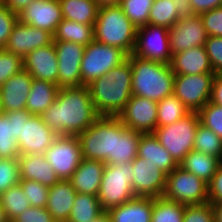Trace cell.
I'll list each match as a JSON object with an SVG mask.
<instances>
[{
	"label": "cell",
	"instance_id": "1",
	"mask_svg": "<svg viewBox=\"0 0 222 222\" xmlns=\"http://www.w3.org/2000/svg\"><path fill=\"white\" fill-rule=\"evenodd\" d=\"M57 135H75L90 127L100 116L96 113L88 86L59 88L55 101L41 115Z\"/></svg>",
	"mask_w": 222,
	"mask_h": 222
},
{
	"label": "cell",
	"instance_id": "2",
	"mask_svg": "<svg viewBox=\"0 0 222 222\" xmlns=\"http://www.w3.org/2000/svg\"><path fill=\"white\" fill-rule=\"evenodd\" d=\"M131 79L132 69L127 58L88 85L93 106L99 116H118L131 99Z\"/></svg>",
	"mask_w": 222,
	"mask_h": 222
},
{
	"label": "cell",
	"instance_id": "3",
	"mask_svg": "<svg viewBox=\"0 0 222 222\" xmlns=\"http://www.w3.org/2000/svg\"><path fill=\"white\" fill-rule=\"evenodd\" d=\"M132 69V95L159 102L173 94L175 73L170 64L129 55Z\"/></svg>",
	"mask_w": 222,
	"mask_h": 222
},
{
	"label": "cell",
	"instance_id": "4",
	"mask_svg": "<svg viewBox=\"0 0 222 222\" xmlns=\"http://www.w3.org/2000/svg\"><path fill=\"white\" fill-rule=\"evenodd\" d=\"M137 28L119 5L100 7L94 24V40L133 53Z\"/></svg>",
	"mask_w": 222,
	"mask_h": 222
},
{
	"label": "cell",
	"instance_id": "5",
	"mask_svg": "<svg viewBox=\"0 0 222 222\" xmlns=\"http://www.w3.org/2000/svg\"><path fill=\"white\" fill-rule=\"evenodd\" d=\"M82 158L112 164L116 146V117L100 116L78 135Z\"/></svg>",
	"mask_w": 222,
	"mask_h": 222
},
{
	"label": "cell",
	"instance_id": "6",
	"mask_svg": "<svg viewBox=\"0 0 222 222\" xmlns=\"http://www.w3.org/2000/svg\"><path fill=\"white\" fill-rule=\"evenodd\" d=\"M131 163L106 164L97 198L104 212L136 197L131 180Z\"/></svg>",
	"mask_w": 222,
	"mask_h": 222
},
{
	"label": "cell",
	"instance_id": "7",
	"mask_svg": "<svg viewBox=\"0 0 222 222\" xmlns=\"http://www.w3.org/2000/svg\"><path fill=\"white\" fill-rule=\"evenodd\" d=\"M200 123L198 112H190L175 123L157 127L153 132L159 143L179 164L185 155L193 150L197 126Z\"/></svg>",
	"mask_w": 222,
	"mask_h": 222
},
{
	"label": "cell",
	"instance_id": "8",
	"mask_svg": "<svg viewBox=\"0 0 222 222\" xmlns=\"http://www.w3.org/2000/svg\"><path fill=\"white\" fill-rule=\"evenodd\" d=\"M126 59L127 55L121 49L93 40L85 46L81 61L82 86H88Z\"/></svg>",
	"mask_w": 222,
	"mask_h": 222
},
{
	"label": "cell",
	"instance_id": "9",
	"mask_svg": "<svg viewBox=\"0 0 222 222\" xmlns=\"http://www.w3.org/2000/svg\"><path fill=\"white\" fill-rule=\"evenodd\" d=\"M162 196L184 205L203 204L208 202V183L178 166L166 175Z\"/></svg>",
	"mask_w": 222,
	"mask_h": 222
},
{
	"label": "cell",
	"instance_id": "10",
	"mask_svg": "<svg viewBox=\"0 0 222 222\" xmlns=\"http://www.w3.org/2000/svg\"><path fill=\"white\" fill-rule=\"evenodd\" d=\"M215 73L175 74L173 94L191 112H199L211 99Z\"/></svg>",
	"mask_w": 222,
	"mask_h": 222
},
{
	"label": "cell",
	"instance_id": "11",
	"mask_svg": "<svg viewBox=\"0 0 222 222\" xmlns=\"http://www.w3.org/2000/svg\"><path fill=\"white\" fill-rule=\"evenodd\" d=\"M44 156L60 180H69L82 160L78 136L58 135Z\"/></svg>",
	"mask_w": 222,
	"mask_h": 222
},
{
	"label": "cell",
	"instance_id": "12",
	"mask_svg": "<svg viewBox=\"0 0 222 222\" xmlns=\"http://www.w3.org/2000/svg\"><path fill=\"white\" fill-rule=\"evenodd\" d=\"M132 54L143 59L170 64L172 54L168 29L149 23L138 28Z\"/></svg>",
	"mask_w": 222,
	"mask_h": 222
},
{
	"label": "cell",
	"instance_id": "13",
	"mask_svg": "<svg viewBox=\"0 0 222 222\" xmlns=\"http://www.w3.org/2000/svg\"><path fill=\"white\" fill-rule=\"evenodd\" d=\"M58 135L42 120L41 116L32 115L22 109V129L16 140L20 154H44Z\"/></svg>",
	"mask_w": 222,
	"mask_h": 222
},
{
	"label": "cell",
	"instance_id": "14",
	"mask_svg": "<svg viewBox=\"0 0 222 222\" xmlns=\"http://www.w3.org/2000/svg\"><path fill=\"white\" fill-rule=\"evenodd\" d=\"M58 60L57 86L79 87L82 86L80 72L81 61L85 46L69 41H53Z\"/></svg>",
	"mask_w": 222,
	"mask_h": 222
},
{
	"label": "cell",
	"instance_id": "15",
	"mask_svg": "<svg viewBox=\"0 0 222 222\" xmlns=\"http://www.w3.org/2000/svg\"><path fill=\"white\" fill-rule=\"evenodd\" d=\"M131 165V185L136 197L157 198L163 195L167 175L163 170L139 156L133 159Z\"/></svg>",
	"mask_w": 222,
	"mask_h": 222
},
{
	"label": "cell",
	"instance_id": "16",
	"mask_svg": "<svg viewBox=\"0 0 222 222\" xmlns=\"http://www.w3.org/2000/svg\"><path fill=\"white\" fill-rule=\"evenodd\" d=\"M117 118L128 129L141 133H153L157 128V102L132 95Z\"/></svg>",
	"mask_w": 222,
	"mask_h": 222
},
{
	"label": "cell",
	"instance_id": "17",
	"mask_svg": "<svg viewBox=\"0 0 222 222\" xmlns=\"http://www.w3.org/2000/svg\"><path fill=\"white\" fill-rule=\"evenodd\" d=\"M171 54L204 46L208 35L200 15L180 19L168 29Z\"/></svg>",
	"mask_w": 222,
	"mask_h": 222
},
{
	"label": "cell",
	"instance_id": "18",
	"mask_svg": "<svg viewBox=\"0 0 222 222\" xmlns=\"http://www.w3.org/2000/svg\"><path fill=\"white\" fill-rule=\"evenodd\" d=\"M51 43H53L52 33L44 29L29 26L18 19L4 50L24 59L32 50Z\"/></svg>",
	"mask_w": 222,
	"mask_h": 222
},
{
	"label": "cell",
	"instance_id": "19",
	"mask_svg": "<svg viewBox=\"0 0 222 222\" xmlns=\"http://www.w3.org/2000/svg\"><path fill=\"white\" fill-rule=\"evenodd\" d=\"M18 19L29 26L44 29L54 34L62 21L59 0H34L20 13Z\"/></svg>",
	"mask_w": 222,
	"mask_h": 222
},
{
	"label": "cell",
	"instance_id": "20",
	"mask_svg": "<svg viewBox=\"0 0 222 222\" xmlns=\"http://www.w3.org/2000/svg\"><path fill=\"white\" fill-rule=\"evenodd\" d=\"M33 77L28 71L22 70L10 77L0 86L1 112L18 111L25 108L31 90Z\"/></svg>",
	"mask_w": 222,
	"mask_h": 222
},
{
	"label": "cell",
	"instance_id": "21",
	"mask_svg": "<svg viewBox=\"0 0 222 222\" xmlns=\"http://www.w3.org/2000/svg\"><path fill=\"white\" fill-rule=\"evenodd\" d=\"M24 70L39 80H45L57 84L58 60L54 42L32 50L23 59Z\"/></svg>",
	"mask_w": 222,
	"mask_h": 222
},
{
	"label": "cell",
	"instance_id": "22",
	"mask_svg": "<svg viewBox=\"0 0 222 222\" xmlns=\"http://www.w3.org/2000/svg\"><path fill=\"white\" fill-rule=\"evenodd\" d=\"M18 161L20 179L37 181L47 187L60 180L44 154H20Z\"/></svg>",
	"mask_w": 222,
	"mask_h": 222
},
{
	"label": "cell",
	"instance_id": "23",
	"mask_svg": "<svg viewBox=\"0 0 222 222\" xmlns=\"http://www.w3.org/2000/svg\"><path fill=\"white\" fill-rule=\"evenodd\" d=\"M170 66L175 74L214 73L204 46L192 47L173 54Z\"/></svg>",
	"mask_w": 222,
	"mask_h": 222
},
{
	"label": "cell",
	"instance_id": "24",
	"mask_svg": "<svg viewBox=\"0 0 222 222\" xmlns=\"http://www.w3.org/2000/svg\"><path fill=\"white\" fill-rule=\"evenodd\" d=\"M77 192L70 180H59L49 187L46 209L56 222H67Z\"/></svg>",
	"mask_w": 222,
	"mask_h": 222
},
{
	"label": "cell",
	"instance_id": "25",
	"mask_svg": "<svg viewBox=\"0 0 222 222\" xmlns=\"http://www.w3.org/2000/svg\"><path fill=\"white\" fill-rule=\"evenodd\" d=\"M105 165L100 160L82 158L81 163L69 179L75 191L98 195Z\"/></svg>",
	"mask_w": 222,
	"mask_h": 222
},
{
	"label": "cell",
	"instance_id": "26",
	"mask_svg": "<svg viewBox=\"0 0 222 222\" xmlns=\"http://www.w3.org/2000/svg\"><path fill=\"white\" fill-rule=\"evenodd\" d=\"M154 198L135 197L106 213L110 222H151Z\"/></svg>",
	"mask_w": 222,
	"mask_h": 222
},
{
	"label": "cell",
	"instance_id": "27",
	"mask_svg": "<svg viewBox=\"0 0 222 222\" xmlns=\"http://www.w3.org/2000/svg\"><path fill=\"white\" fill-rule=\"evenodd\" d=\"M140 158L148 159L166 174L171 173L179 166L171 154L163 147L154 133H142L138 143V155Z\"/></svg>",
	"mask_w": 222,
	"mask_h": 222
},
{
	"label": "cell",
	"instance_id": "28",
	"mask_svg": "<svg viewBox=\"0 0 222 222\" xmlns=\"http://www.w3.org/2000/svg\"><path fill=\"white\" fill-rule=\"evenodd\" d=\"M142 133L128 129L116 117L115 157L111 165L131 163L138 155V143Z\"/></svg>",
	"mask_w": 222,
	"mask_h": 222
},
{
	"label": "cell",
	"instance_id": "29",
	"mask_svg": "<svg viewBox=\"0 0 222 222\" xmlns=\"http://www.w3.org/2000/svg\"><path fill=\"white\" fill-rule=\"evenodd\" d=\"M58 90L53 82L33 78L25 109L32 115L40 116L55 101Z\"/></svg>",
	"mask_w": 222,
	"mask_h": 222
},
{
	"label": "cell",
	"instance_id": "30",
	"mask_svg": "<svg viewBox=\"0 0 222 222\" xmlns=\"http://www.w3.org/2000/svg\"><path fill=\"white\" fill-rule=\"evenodd\" d=\"M221 163L219 158L193 149L185 155L179 167L209 183Z\"/></svg>",
	"mask_w": 222,
	"mask_h": 222
},
{
	"label": "cell",
	"instance_id": "31",
	"mask_svg": "<svg viewBox=\"0 0 222 222\" xmlns=\"http://www.w3.org/2000/svg\"><path fill=\"white\" fill-rule=\"evenodd\" d=\"M63 19L94 25L99 7L95 0H59Z\"/></svg>",
	"mask_w": 222,
	"mask_h": 222
},
{
	"label": "cell",
	"instance_id": "32",
	"mask_svg": "<svg viewBox=\"0 0 222 222\" xmlns=\"http://www.w3.org/2000/svg\"><path fill=\"white\" fill-rule=\"evenodd\" d=\"M94 40V25L62 19L53 34V41H69L87 46Z\"/></svg>",
	"mask_w": 222,
	"mask_h": 222
},
{
	"label": "cell",
	"instance_id": "33",
	"mask_svg": "<svg viewBox=\"0 0 222 222\" xmlns=\"http://www.w3.org/2000/svg\"><path fill=\"white\" fill-rule=\"evenodd\" d=\"M103 213L97 195L77 193L67 222H90Z\"/></svg>",
	"mask_w": 222,
	"mask_h": 222
},
{
	"label": "cell",
	"instance_id": "34",
	"mask_svg": "<svg viewBox=\"0 0 222 222\" xmlns=\"http://www.w3.org/2000/svg\"><path fill=\"white\" fill-rule=\"evenodd\" d=\"M191 111L174 94L157 102V127H163L184 118Z\"/></svg>",
	"mask_w": 222,
	"mask_h": 222
},
{
	"label": "cell",
	"instance_id": "35",
	"mask_svg": "<svg viewBox=\"0 0 222 222\" xmlns=\"http://www.w3.org/2000/svg\"><path fill=\"white\" fill-rule=\"evenodd\" d=\"M0 205L4 208L10 222L18 217L24 210L31 207L26 198V194L23 193L20 183L11 186L0 194Z\"/></svg>",
	"mask_w": 222,
	"mask_h": 222
},
{
	"label": "cell",
	"instance_id": "36",
	"mask_svg": "<svg viewBox=\"0 0 222 222\" xmlns=\"http://www.w3.org/2000/svg\"><path fill=\"white\" fill-rule=\"evenodd\" d=\"M179 20L176 0H154L148 19L149 24L169 29Z\"/></svg>",
	"mask_w": 222,
	"mask_h": 222
},
{
	"label": "cell",
	"instance_id": "37",
	"mask_svg": "<svg viewBox=\"0 0 222 222\" xmlns=\"http://www.w3.org/2000/svg\"><path fill=\"white\" fill-rule=\"evenodd\" d=\"M185 205L159 196L154 198L151 222H183Z\"/></svg>",
	"mask_w": 222,
	"mask_h": 222
},
{
	"label": "cell",
	"instance_id": "38",
	"mask_svg": "<svg viewBox=\"0 0 222 222\" xmlns=\"http://www.w3.org/2000/svg\"><path fill=\"white\" fill-rule=\"evenodd\" d=\"M193 149L222 161V139L201 123L197 126Z\"/></svg>",
	"mask_w": 222,
	"mask_h": 222
},
{
	"label": "cell",
	"instance_id": "39",
	"mask_svg": "<svg viewBox=\"0 0 222 222\" xmlns=\"http://www.w3.org/2000/svg\"><path fill=\"white\" fill-rule=\"evenodd\" d=\"M153 2L154 0H120L119 6L138 29L148 24Z\"/></svg>",
	"mask_w": 222,
	"mask_h": 222
},
{
	"label": "cell",
	"instance_id": "40",
	"mask_svg": "<svg viewBox=\"0 0 222 222\" xmlns=\"http://www.w3.org/2000/svg\"><path fill=\"white\" fill-rule=\"evenodd\" d=\"M19 156L20 150L12 134L11 121L5 113L0 112V158L18 159Z\"/></svg>",
	"mask_w": 222,
	"mask_h": 222
},
{
	"label": "cell",
	"instance_id": "41",
	"mask_svg": "<svg viewBox=\"0 0 222 222\" xmlns=\"http://www.w3.org/2000/svg\"><path fill=\"white\" fill-rule=\"evenodd\" d=\"M20 180L18 159L0 158V194L19 184Z\"/></svg>",
	"mask_w": 222,
	"mask_h": 222
},
{
	"label": "cell",
	"instance_id": "42",
	"mask_svg": "<svg viewBox=\"0 0 222 222\" xmlns=\"http://www.w3.org/2000/svg\"><path fill=\"white\" fill-rule=\"evenodd\" d=\"M20 185L31 207L46 208L49 187L27 179H21Z\"/></svg>",
	"mask_w": 222,
	"mask_h": 222
},
{
	"label": "cell",
	"instance_id": "43",
	"mask_svg": "<svg viewBox=\"0 0 222 222\" xmlns=\"http://www.w3.org/2000/svg\"><path fill=\"white\" fill-rule=\"evenodd\" d=\"M198 114L200 123L222 139V106L209 101Z\"/></svg>",
	"mask_w": 222,
	"mask_h": 222
},
{
	"label": "cell",
	"instance_id": "44",
	"mask_svg": "<svg viewBox=\"0 0 222 222\" xmlns=\"http://www.w3.org/2000/svg\"><path fill=\"white\" fill-rule=\"evenodd\" d=\"M24 69L23 58L0 49V86Z\"/></svg>",
	"mask_w": 222,
	"mask_h": 222
},
{
	"label": "cell",
	"instance_id": "45",
	"mask_svg": "<svg viewBox=\"0 0 222 222\" xmlns=\"http://www.w3.org/2000/svg\"><path fill=\"white\" fill-rule=\"evenodd\" d=\"M183 222H215L213 205L208 202L185 205Z\"/></svg>",
	"mask_w": 222,
	"mask_h": 222
},
{
	"label": "cell",
	"instance_id": "46",
	"mask_svg": "<svg viewBox=\"0 0 222 222\" xmlns=\"http://www.w3.org/2000/svg\"><path fill=\"white\" fill-rule=\"evenodd\" d=\"M17 21L18 14L0 1V49H4Z\"/></svg>",
	"mask_w": 222,
	"mask_h": 222
},
{
	"label": "cell",
	"instance_id": "47",
	"mask_svg": "<svg viewBox=\"0 0 222 222\" xmlns=\"http://www.w3.org/2000/svg\"><path fill=\"white\" fill-rule=\"evenodd\" d=\"M204 47L213 68V72L215 74H222V37L208 36Z\"/></svg>",
	"mask_w": 222,
	"mask_h": 222
},
{
	"label": "cell",
	"instance_id": "48",
	"mask_svg": "<svg viewBox=\"0 0 222 222\" xmlns=\"http://www.w3.org/2000/svg\"><path fill=\"white\" fill-rule=\"evenodd\" d=\"M208 36L222 37V6L200 14Z\"/></svg>",
	"mask_w": 222,
	"mask_h": 222
},
{
	"label": "cell",
	"instance_id": "49",
	"mask_svg": "<svg viewBox=\"0 0 222 222\" xmlns=\"http://www.w3.org/2000/svg\"><path fill=\"white\" fill-rule=\"evenodd\" d=\"M12 222H56L46 208L30 207L24 210Z\"/></svg>",
	"mask_w": 222,
	"mask_h": 222
},
{
	"label": "cell",
	"instance_id": "50",
	"mask_svg": "<svg viewBox=\"0 0 222 222\" xmlns=\"http://www.w3.org/2000/svg\"><path fill=\"white\" fill-rule=\"evenodd\" d=\"M208 203H222V163L208 183Z\"/></svg>",
	"mask_w": 222,
	"mask_h": 222
},
{
	"label": "cell",
	"instance_id": "51",
	"mask_svg": "<svg viewBox=\"0 0 222 222\" xmlns=\"http://www.w3.org/2000/svg\"><path fill=\"white\" fill-rule=\"evenodd\" d=\"M190 3L196 15L222 6V0H190Z\"/></svg>",
	"mask_w": 222,
	"mask_h": 222
},
{
	"label": "cell",
	"instance_id": "52",
	"mask_svg": "<svg viewBox=\"0 0 222 222\" xmlns=\"http://www.w3.org/2000/svg\"><path fill=\"white\" fill-rule=\"evenodd\" d=\"M11 121V128L13 137L17 140L21 134L22 129V109L18 111L3 112Z\"/></svg>",
	"mask_w": 222,
	"mask_h": 222
},
{
	"label": "cell",
	"instance_id": "53",
	"mask_svg": "<svg viewBox=\"0 0 222 222\" xmlns=\"http://www.w3.org/2000/svg\"><path fill=\"white\" fill-rule=\"evenodd\" d=\"M210 101L222 106V74L214 76Z\"/></svg>",
	"mask_w": 222,
	"mask_h": 222
},
{
	"label": "cell",
	"instance_id": "54",
	"mask_svg": "<svg viewBox=\"0 0 222 222\" xmlns=\"http://www.w3.org/2000/svg\"><path fill=\"white\" fill-rule=\"evenodd\" d=\"M178 18L183 19L195 15L190 0H176Z\"/></svg>",
	"mask_w": 222,
	"mask_h": 222
},
{
	"label": "cell",
	"instance_id": "55",
	"mask_svg": "<svg viewBox=\"0 0 222 222\" xmlns=\"http://www.w3.org/2000/svg\"><path fill=\"white\" fill-rule=\"evenodd\" d=\"M4 3L8 8H10L13 12L17 14L20 13L24 8L28 6V4L34 0H0Z\"/></svg>",
	"mask_w": 222,
	"mask_h": 222
},
{
	"label": "cell",
	"instance_id": "56",
	"mask_svg": "<svg viewBox=\"0 0 222 222\" xmlns=\"http://www.w3.org/2000/svg\"><path fill=\"white\" fill-rule=\"evenodd\" d=\"M215 213V222H222V203L213 205Z\"/></svg>",
	"mask_w": 222,
	"mask_h": 222
},
{
	"label": "cell",
	"instance_id": "57",
	"mask_svg": "<svg viewBox=\"0 0 222 222\" xmlns=\"http://www.w3.org/2000/svg\"><path fill=\"white\" fill-rule=\"evenodd\" d=\"M98 7H105V6H113V5H119L120 0H95Z\"/></svg>",
	"mask_w": 222,
	"mask_h": 222
},
{
	"label": "cell",
	"instance_id": "58",
	"mask_svg": "<svg viewBox=\"0 0 222 222\" xmlns=\"http://www.w3.org/2000/svg\"><path fill=\"white\" fill-rule=\"evenodd\" d=\"M90 222H110V220L107 213L104 212L100 217Z\"/></svg>",
	"mask_w": 222,
	"mask_h": 222
},
{
	"label": "cell",
	"instance_id": "59",
	"mask_svg": "<svg viewBox=\"0 0 222 222\" xmlns=\"http://www.w3.org/2000/svg\"><path fill=\"white\" fill-rule=\"evenodd\" d=\"M0 222H10L4 211V208L0 205Z\"/></svg>",
	"mask_w": 222,
	"mask_h": 222
}]
</instances>
